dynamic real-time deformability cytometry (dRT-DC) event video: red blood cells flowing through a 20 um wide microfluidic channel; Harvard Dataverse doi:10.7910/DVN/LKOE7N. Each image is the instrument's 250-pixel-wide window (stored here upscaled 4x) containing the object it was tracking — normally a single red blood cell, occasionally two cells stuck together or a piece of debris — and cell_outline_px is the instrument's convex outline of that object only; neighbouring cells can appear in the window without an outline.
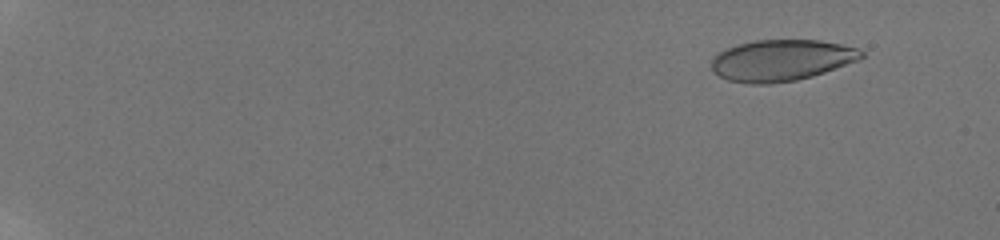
{"species": "human", "species_latin": "Homo sapiens", "temperature_condition": "room temperature", "stored_images_in_passage": 12, "camera_frame_rate_fps": 3000, "um_per_image_px": 0.085, "donor": {"sex": "male"}, "frame": {"image": 1, "passage_image": 3, "time_ms": 0.667, "image_size_px": [1000, 240], "cell_outline_px": [[864, 56], [860, 60], [812, 76], [796, 80], [768, 84], [752, 84], [728, 80], [720, 76], [712, 68], [712, 60], [720, 52], [728, 48], [740, 44], [756, 40], [820, 40], [860, 48], [864, 52]], "centroid_in_image_um": [66.48, 5.12], "position_along_channel_um": 18.5, "area_um2": 35.84}}
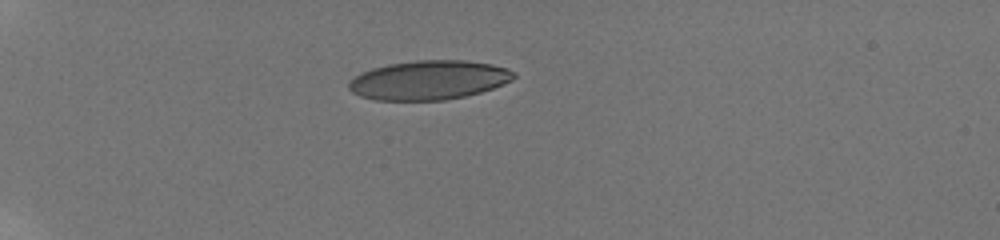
{"frame": {"image": 2, "passage_image": 9, "time_ms": 2.667, "image_size_px": [1000, 240], "cell_outline_px": [[516, 76], [512, 80], [504, 84], [480, 92], [464, 96], [444, 100], [376, 100], [360, 96], [352, 92], [348, 88], [348, 84], [360, 72], [372, 68], [388, 64], [416, 60], [464, 60], [492, 64], [508, 68], [516, 72]], "centroid_in_image_um": [36.47, 6.8], "position_along_channel_um": 48.5, "area_um2": 37.74}}
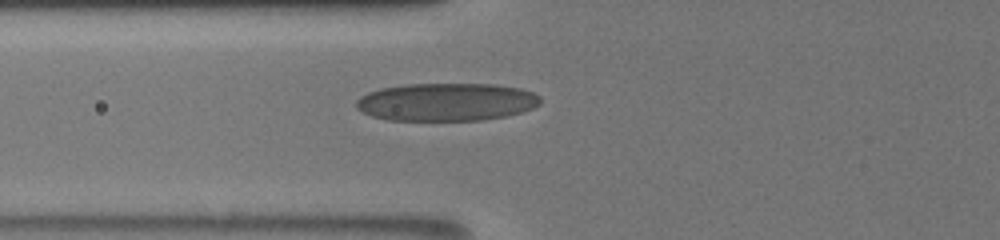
{"frame": {"image": 3, "passage_image": 12, "time_ms": 3.667, "image_size_px": [1000, 240], "cell_outline_px": [[540, 104], [532, 108], [508, 116], [480, 120], [388, 120], [372, 116], [356, 108], [356, 100], [360, 96], [368, 92], [380, 88], [408, 84], [496, 84], [520, 88], [532, 92], [540, 96]], "centroid_in_image_um": [37.94, 8.66], "position_along_channel_um": 87.9, "area_um2": 40.75}}